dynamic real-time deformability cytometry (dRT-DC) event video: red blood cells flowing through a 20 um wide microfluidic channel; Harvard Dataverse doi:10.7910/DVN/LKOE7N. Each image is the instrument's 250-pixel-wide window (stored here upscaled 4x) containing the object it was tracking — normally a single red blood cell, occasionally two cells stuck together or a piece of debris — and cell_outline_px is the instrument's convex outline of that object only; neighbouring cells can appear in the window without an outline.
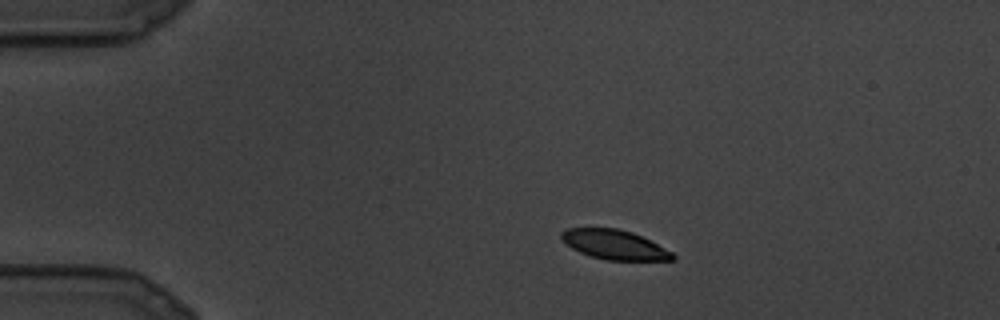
{"species": "common noctule bat (a hibernating species)", "species_latin": "Nyctalus noctula", "temperature_condition": "cold", "stored_images_in_passage": 24, "camera_frame_rate_fps": 3000, "um_per_image_px": 0.085, "animal": {"sex": "male", "body_mass_g": 19.5, "forearm_length_mm": 54.6}, "frame": {"image": 1, "passage_image": 2, "time_ms": 0.333, "image_size_px": [1000, 320], "cell_outline_px": [[676, 260], [604, 260], [580, 252], [572, 248], [560, 236], [560, 232], [568, 228], [616, 228], [632, 232], [672, 252], [676, 256]], "centroid_in_image_um": [52.23, 20.8], "position_along_channel_um": 32.8, "area_um2": 18.84}}
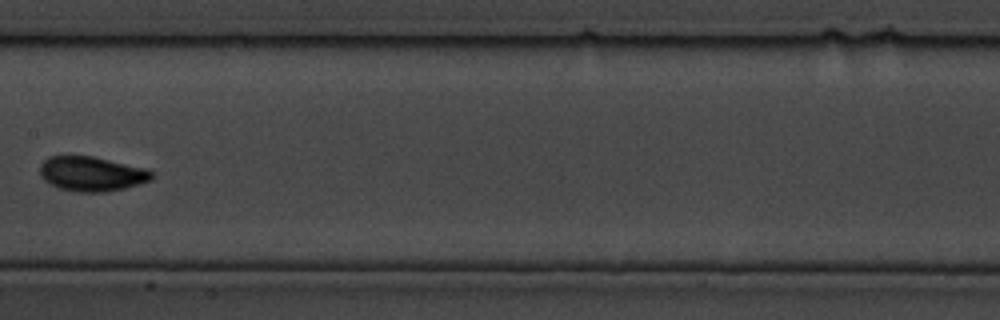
{"frame": {"image": 2, "passage_image": 11, "time_ms": 3.333, "image_size_px": [1000, 320], "cell_outline_px": [[152, 176], [148, 180], [124, 188], [100, 192], [80, 192], [60, 188], [44, 180], [40, 176], [40, 164], [48, 156], [72, 152], [92, 156], [144, 168], [152, 172]], "centroid_in_image_um": [7.67, 14.72], "position_along_channel_um": 199.7, "area_um2": 22.72}}
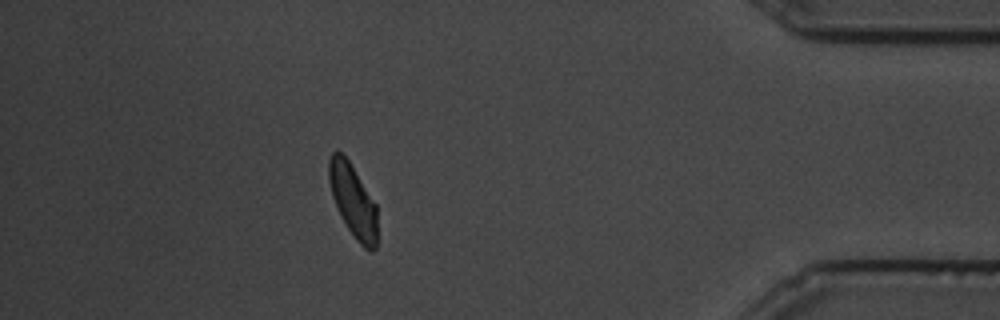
{"frame": {"image": 3, "passage_image": 21, "time_ms": 6.667, "image_size_px": [1000, 320], "cell_outline_px": [[376, 248], [372, 252], [368, 252], [356, 240], [348, 228], [332, 196], [328, 180], [328, 160], [332, 152], [336, 148], [348, 160], [376, 204]], "centroid_in_image_um": [29.99, 17.05], "position_along_channel_um": 405.2, "area_um2": 20.29}}